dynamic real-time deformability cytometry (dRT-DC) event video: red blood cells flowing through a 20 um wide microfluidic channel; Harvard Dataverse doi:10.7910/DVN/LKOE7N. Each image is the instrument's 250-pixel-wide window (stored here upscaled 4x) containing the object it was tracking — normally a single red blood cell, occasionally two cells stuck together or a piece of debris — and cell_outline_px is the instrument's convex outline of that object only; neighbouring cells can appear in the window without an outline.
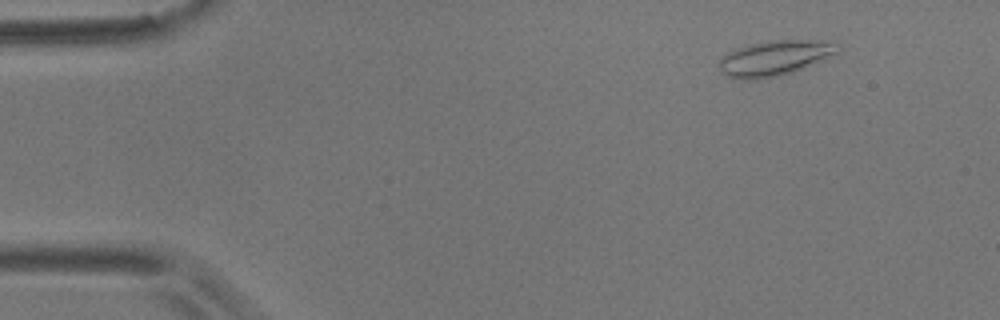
{"species": "common noctule bat (a hibernating species)", "species_latin": "Nyctalus noctula", "temperature_condition": "room temperature", "stored_images_in_passage": 51, "camera_frame_rate_fps": 3000, "um_per_image_px": 0.085, "animal": {"sex": "male", "body_mass_g": 17.9}, "frame": {"image": 1, "passage_image": 1, "time_ms": 0.0, "image_size_px": [1000, 320], "cell_outline_px": [[840, 52], [792, 72], [752, 80], [744, 80], [728, 76], [720, 72], [720, 56], [732, 48], [768, 40], [800, 40], [840, 44]], "centroid_in_image_um": [65.76, 4.92], "position_along_channel_um": 19.2, "area_um2": 24.04}}
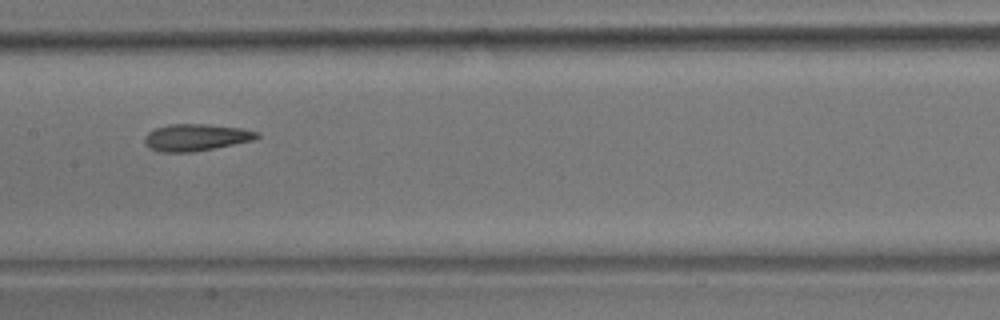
{"frame": {"image": 2, "passage_image": 23, "time_ms": 7.333, "image_size_px": [1000, 320], "cell_outline_px": [[260, 136], [252, 140], [192, 152], [160, 152], [148, 148], [144, 144], [144, 136], [148, 132], [156, 128], [168, 124], [208, 124], [240, 128], [260, 132]], "centroid_in_image_um": [16.6, 11.67], "position_along_channel_um": 190.8, "area_um2": 17.57}}
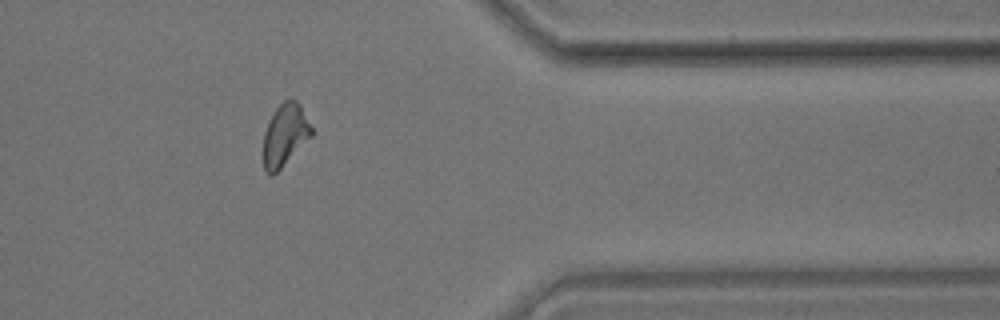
{"frame": {"image": 3, "passage_image": 41, "time_ms": 13.333, "image_size_px": [1000, 320], "cell_outline_px": [[312, 136], [272, 176], [264, 168], [264, 132], [276, 108], [288, 96], [296, 100], [300, 104], [312, 128]], "centroid_in_image_um": [24.24, 11.43], "position_along_channel_um": 387.2, "area_um2": 17.11}, "authors_computed_cell_mechanics": {"area_um2": 17.629, "velocity_mm_per_s": 3.5539, "shape_relaxation_time_tau1_ms": null, "shape_relaxation_time_tau2_ms": 3.8258, "deformation_change_tau1": null, "deformation_change_tau2": 0.118}}